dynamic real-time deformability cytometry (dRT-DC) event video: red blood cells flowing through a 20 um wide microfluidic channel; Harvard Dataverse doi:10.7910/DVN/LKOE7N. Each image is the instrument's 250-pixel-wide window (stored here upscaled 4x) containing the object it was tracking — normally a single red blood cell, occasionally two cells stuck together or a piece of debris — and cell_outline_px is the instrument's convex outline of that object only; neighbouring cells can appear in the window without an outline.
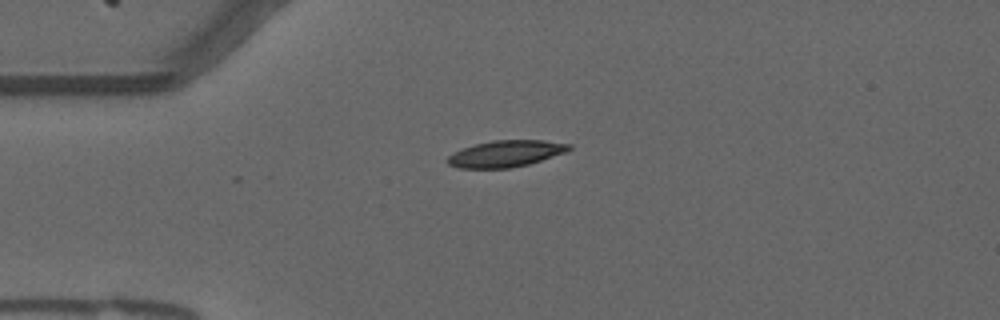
{"species": "common noctule bat (a hibernating species)", "species_latin": "Nyctalus noctula", "temperature_condition": "warm", "stored_images_in_passage": 32, "camera_frame_rate_fps": 3000, "um_per_image_px": 0.085, "animal": {"sex": "male", "forearm_length_mm": 52.5}, "frame": {"image": 1, "passage_image": 1, "time_ms": 0.0, "image_size_px": [1000, 320], "cell_outline_px": [[572, 148], [564, 152], [528, 164], [508, 168], [460, 168], [448, 164], [444, 160], [448, 156], [464, 148], [476, 144], [492, 140], [544, 140], [572, 144]], "centroid_in_image_um": [42.98, 13.05], "position_along_channel_um": 42.0, "area_um2": 18.55}}
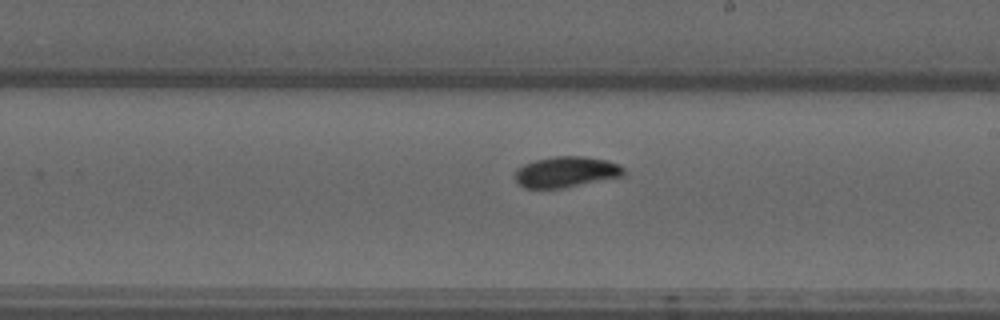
{"frame": {"image": 2, "passage_image": 19, "time_ms": 6.0, "image_size_px": [1000, 320], "cell_outline_px": [[624, 176], [564, 188], [524, 188], [516, 180], [516, 168], [524, 164], [536, 160], [552, 156], [584, 156], [608, 160], [620, 164], [624, 168]], "centroid_in_image_um": [48.15, 14.61], "position_along_channel_um": 240.8, "area_um2": 19.65}}
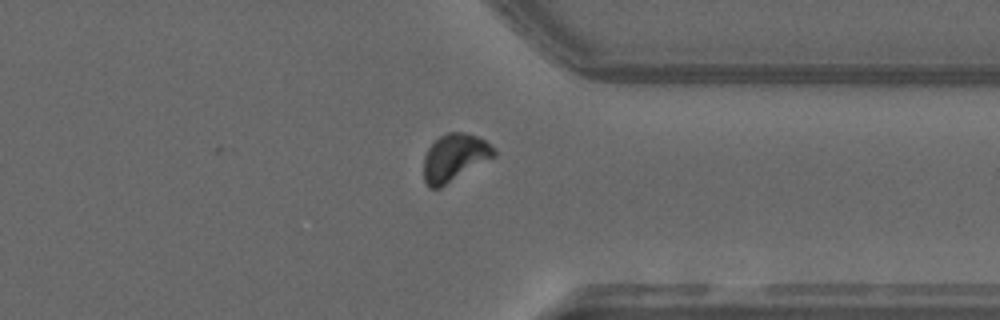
{"frame": {"image": 3, "passage_image": 30, "time_ms": 9.667, "image_size_px": [1000, 320], "cell_outline_px": [[496, 156], [440, 188], [428, 188], [424, 180], [424, 156], [428, 148], [440, 136], [448, 132], [464, 132], [476, 136], [484, 140], [496, 148]], "centroid_in_image_um": [38.64, 13.4], "position_along_channel_um": 372.8, "area_um2": 19.42}, "authors_computed_cell_mechanics": {"area_um2": 19.5075, "velocity_mm_per_s": 3.691, "shape_relaxation_time_tau1_ms": 4.8244, "shape_relaxation_time_tau2_ms": null, "deformation_change_tau1": 0.1641, "deformation_change_tau2": null}}